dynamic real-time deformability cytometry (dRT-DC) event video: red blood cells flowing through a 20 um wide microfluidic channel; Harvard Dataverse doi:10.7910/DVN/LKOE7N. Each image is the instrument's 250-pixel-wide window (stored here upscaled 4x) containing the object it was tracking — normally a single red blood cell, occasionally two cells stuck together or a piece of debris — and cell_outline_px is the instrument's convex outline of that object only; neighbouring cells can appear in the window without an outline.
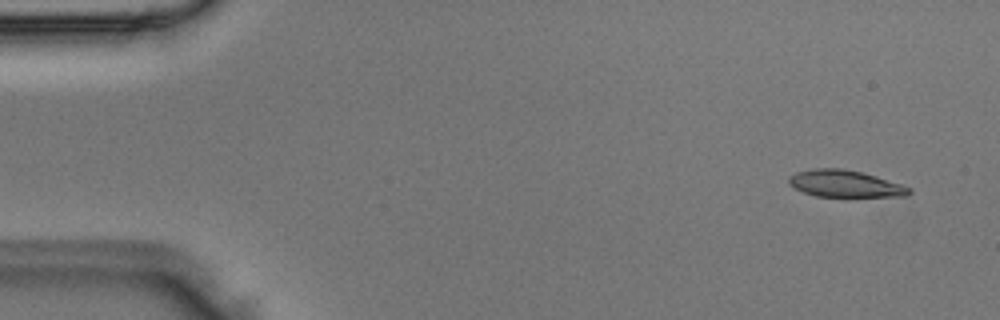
{"species": "Egyptian fruit bat (a non-hibernating species)", "species_latin": "Rousettus aegyptiacus", "temperature_condition": "room temperature", "stored_images_in_passage": 3, "segment_of_instrument_passage": [2, 2], "camera_frame_rate_fps": 3000, "um_per_image_px": 0.085, "animal": {"sex": "male"}, "frame": {"image": 1, "passage_image": 3, "time_ms": 0.667, "image_size_px": [1000, 320], "cell_outline_px": [[912, 192], [908, 196], [816, 196], [804, 192], [788, 184], [788, 176], [796, 172], [816, 168], [840, 168], [860, 172], [876, 176], [912, 188]], "centroid_in_image_um": [71.82, 15.61], "position_along_channel_um": 13.2, "area_um2": 18.67}}